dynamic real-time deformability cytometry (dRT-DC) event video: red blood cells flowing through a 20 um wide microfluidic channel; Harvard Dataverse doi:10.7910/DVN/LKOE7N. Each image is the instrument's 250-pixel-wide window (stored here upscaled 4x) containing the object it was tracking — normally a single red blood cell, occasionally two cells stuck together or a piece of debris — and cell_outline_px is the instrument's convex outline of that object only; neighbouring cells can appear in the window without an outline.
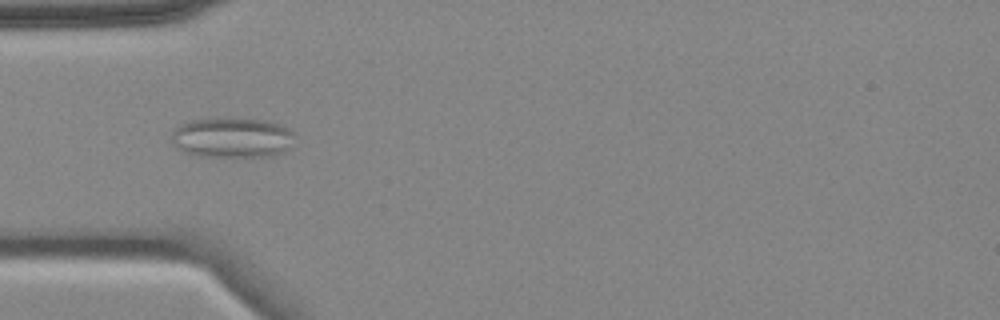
{"species": "common noctule bat (a hibernating species)", "species_latin": "Nyctalus noctula", "temperature_condition": "cold", "stored_images_in_passage": 13, "camera_frame_rate_fps": 3000, "um_per_image_px": 0.085, "animal": {"sex": "female", "body_mass_g": 18.4}, "frame": {"image": 1, "passage_image": 4, "time_ms": 4.333, "image_size_px": [1000, 320], "cell_outline_px": [[296, 132], [288, 148], [284, 152], [276, 156], [196, 156], [184, 152], [176, 148], [172, 144], [172, 132], [180, 124], [192, 120], [216, 116], [264, 120], [280, 124]], "centroid_in_image_um": [19.72, 11.67], "position_along_channel_um": 65.3, "area_um2": 29.48}}
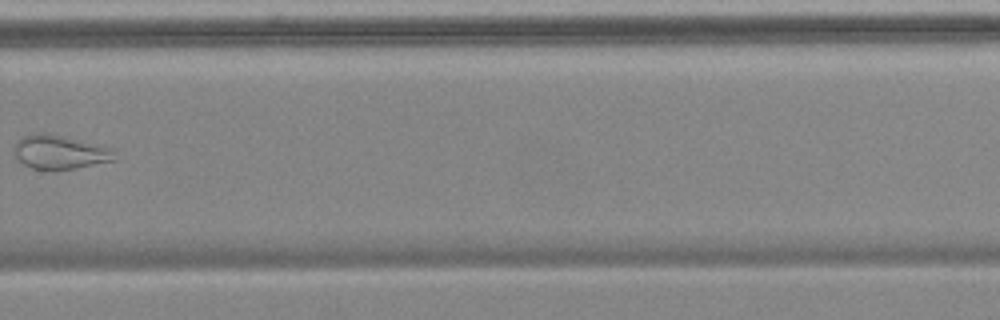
{"frame": {"image": 2, "passage_image": 10, "time_ms": 11.667, "image_size_px": [1000, 320], "cell_outline_px": [[116, 160], [76, 168], [32, 168], [16, 160], [12, 148], [24, 136], [32, 132], [44, 132], [104, 144], [112, 148]], "centroid_in_image_um": [5.1, 12.89], "position_along_channel_um": 324.7, "area_um2": 20.0}}
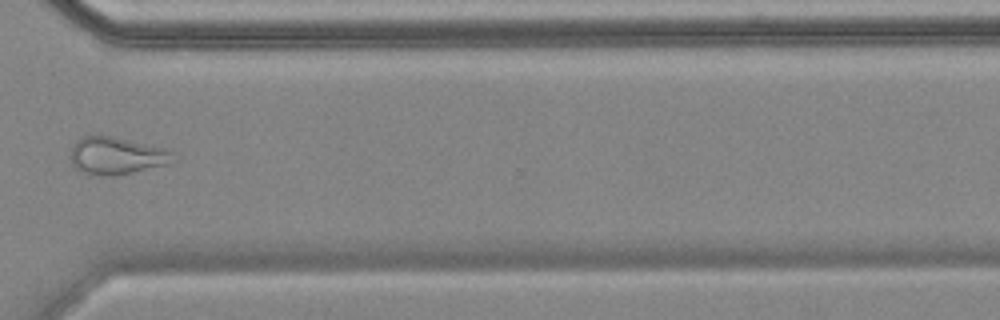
{"frame": {"image": 3, "passage_image": 11, "time_ms": 12.667, "image_size_px": [1000, 320], "cell_outline_px": [[172, 152], [168, 164], [132, 172], [112, 176], [84, 172], [76, 168], [72, 164], [68, 156], [76, 140], [84, 136], [112, 136], [164, 148]], "centroid_in_image_um": [9.83, 13.23], "position_along_channel_um": 360.8, "area_um2": 21.79}}